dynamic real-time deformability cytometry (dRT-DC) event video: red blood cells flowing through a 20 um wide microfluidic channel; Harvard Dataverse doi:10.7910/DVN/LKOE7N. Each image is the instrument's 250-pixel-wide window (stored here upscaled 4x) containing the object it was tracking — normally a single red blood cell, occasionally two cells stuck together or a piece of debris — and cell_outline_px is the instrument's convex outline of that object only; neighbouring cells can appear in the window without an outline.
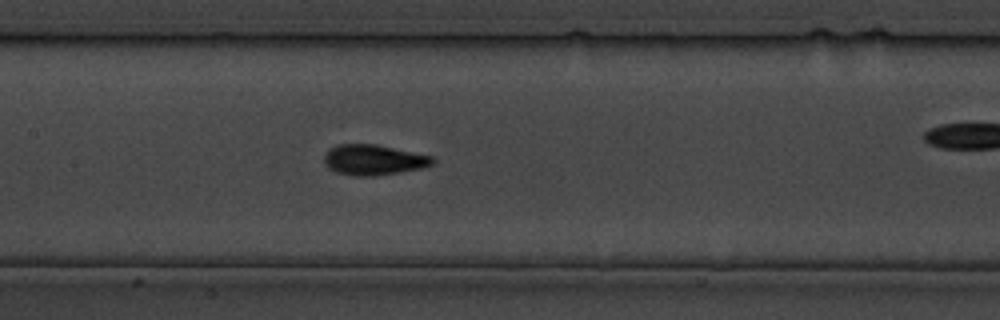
{"species": "common noctule bat (a hibernating species)", "species_latin": "Nyctalus noctula", "temperature_condition": "cold", "stored_images_in_passage": 29, "camera_frame_rate_fps": 3000, "um_per_image_px": 0.085, "animal": {"sex": "male", "body_mass_g": 19.5, "forearm_length_mm": 54.6}, "frame": {"image": 1, "passage_image": 13, "time_ms": 14.667, "image_size_px": [1000, 320], "cell_outline_px": [[436, 160], [432, 164], [420, 168], [400, 172], [368, 176], [356, 176], [336, 172], [328, 168], [324, 164], [324, 152], [328, 148], [336, 144], [376, 144], [432, 156]], "centroid_in_image_um": [31.69, 13.57], "position_along_channel_um": 175.7, "area_um2": 19.25}}
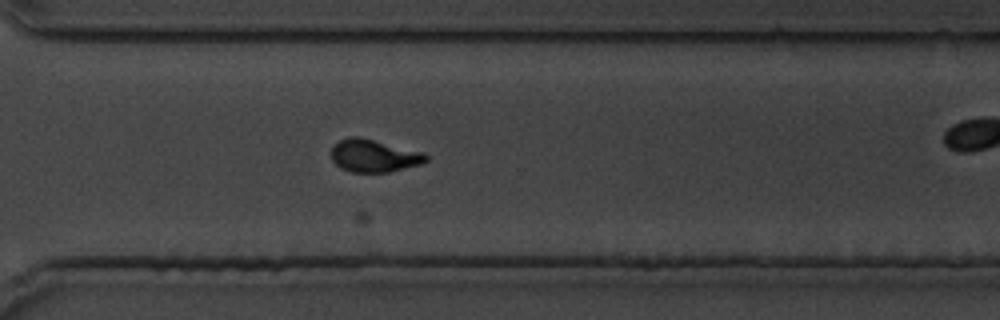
{"frame": {"image": 2, "passage_image": 21, "time_ms": 25.0, "image_size_px": [1000, 320], "cell_outline_px": [[428, 160], [420, 164], [388, 172], [352, 172], [340, 168], [332, 160], [332, 144], [348, 136], [360, 136], [424, 152], [428, 156]], "centroid_in_image_um": [31.77, 13.22], "position_along_channel_um": 338.8, "area_um2": 18.15}}